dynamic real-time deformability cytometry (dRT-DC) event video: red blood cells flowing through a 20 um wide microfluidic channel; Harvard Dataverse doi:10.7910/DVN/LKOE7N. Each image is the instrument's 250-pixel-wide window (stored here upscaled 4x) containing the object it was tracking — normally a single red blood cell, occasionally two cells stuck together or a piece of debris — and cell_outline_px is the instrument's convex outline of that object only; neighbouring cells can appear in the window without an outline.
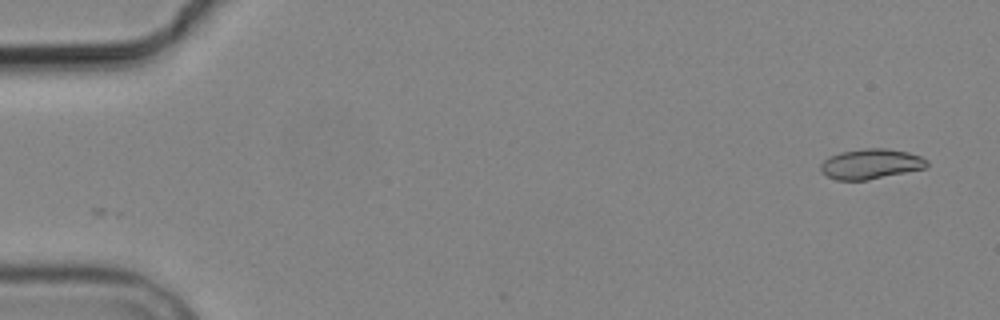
{"species": "common noctule bat (a hibernating species)", "species_latin": "Nyctalus noctula", "temperature_condition": "cold", "stored_images_in_passage": 5, "camera_frame_rate_fps": 3000, "um_per_image_px": 0.085, "animal": {"sex": "male", "body_mass_g": 19.2, "forearm_length_mm": 51.8}, "frame": {"image": 1, "passage_image": 1, "time_ms": 0.0, "image_size_px": [1000, 320], "cell_outline_px": [[928, 164], [924, 168], [868, 180], [836, 180], [820, 172], [820, 164], [828, 156], [840, 152], [864, 148], [884, 148], [908, 152], [920, 156], [928, 160]], "centroid_in_image_um": [73.98, 13.93], "position_along_channel_um": 11.0, "area_um2": 18.67}}
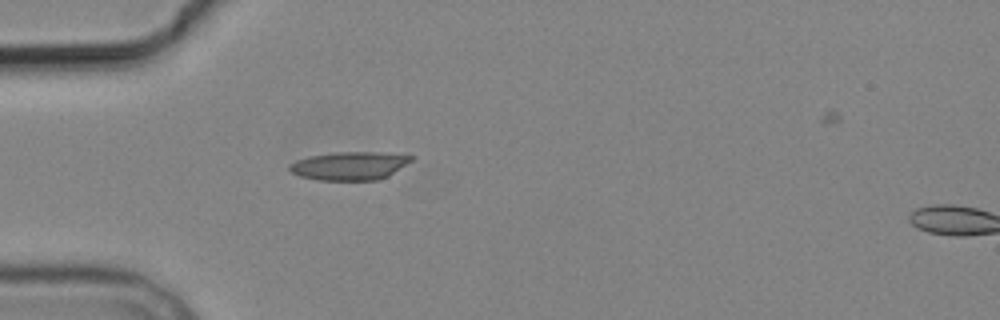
{"frame": {"image": 2, "passage_image": 4, "time_ms": 4.667, "image_size_px": [1000, 320], "cell_outline_px": [[416, 156], [412, 160], [388, 176], [376, 180], [320, 180], [300, 176], [292, 172], [288, 168], [288, 164], [296, 160], [308, 156], [340, 152], [376, 152]], "centroid_in_image_um": [29.7, 14.09], "position_along_channel_um": 55.3, "area_um2": 19.94}}